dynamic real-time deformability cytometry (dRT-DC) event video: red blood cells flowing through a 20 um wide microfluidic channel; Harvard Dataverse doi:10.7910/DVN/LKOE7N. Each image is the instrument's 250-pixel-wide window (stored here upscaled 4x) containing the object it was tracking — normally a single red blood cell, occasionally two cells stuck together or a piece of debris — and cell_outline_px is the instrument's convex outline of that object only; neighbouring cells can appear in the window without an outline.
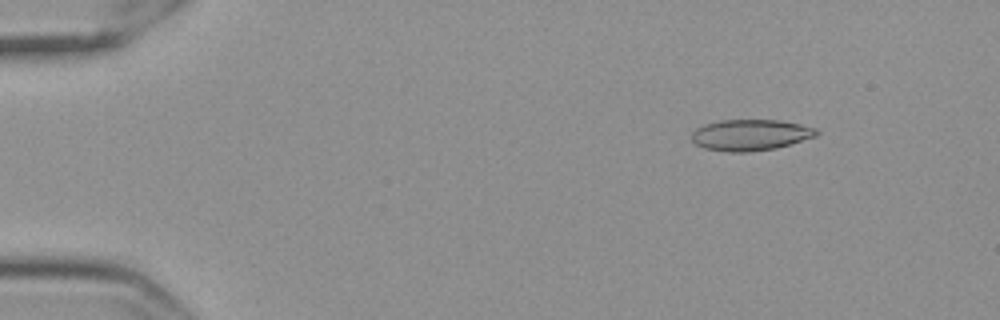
{"species": "Egyptian fruit bat (a non-hibernating species)", "species_latin": "Rousettus aegyptiacus", "temperature_condition": "cold", "stored_images_in_passage": 58, "camera_frame_rate_fps": 3000, "um_per_image_px": 0.085, "frame": {"image": 1, "passage_image": 8, "time_ms": 2.333, "image_size_px": [1000, 320], "cell_outline_px": [[820, 132], [816, 136], [776, 148], [748, 152], [728, 152], [704, 148], [696, 144], [692, 140], [692, 132], [696, 128], [704, 124], [720, 120], [780, 120], [800, 124], [816, 128]], "centroid_in_image_um": [63.78, 11.47], "position_along_channel_um": 21.2, "area_um2": 22.66}}
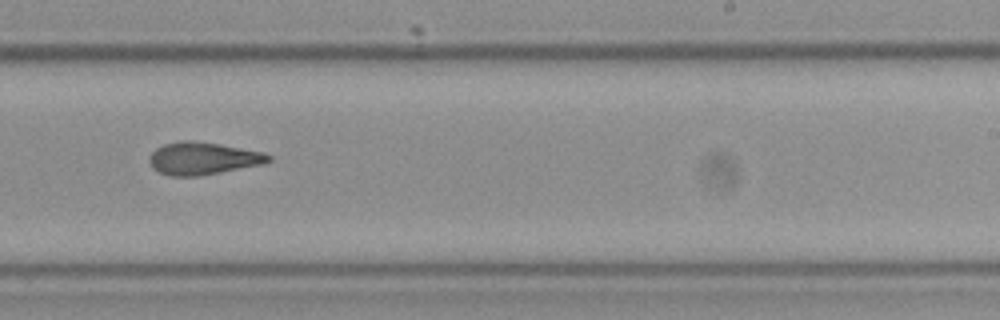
{"frame": {"image": 2, "passage_image": 37, "time_ms": 12.0, "image_size_px": [1000, 320], "cell_outline_px": [[272, 160], [264, 164], [200, 176], [172, 176], [160, 172], [152, 168], [148, 160], [148, 156], [156, 148], [164, 144], [180, 140], [192, 140], [220, 144], [264, 152], [272, 156]], "centroid_in_image_um": [17.25, 13.46], "position_along_channel_um": 271.7, "area_um2": 22.77}}
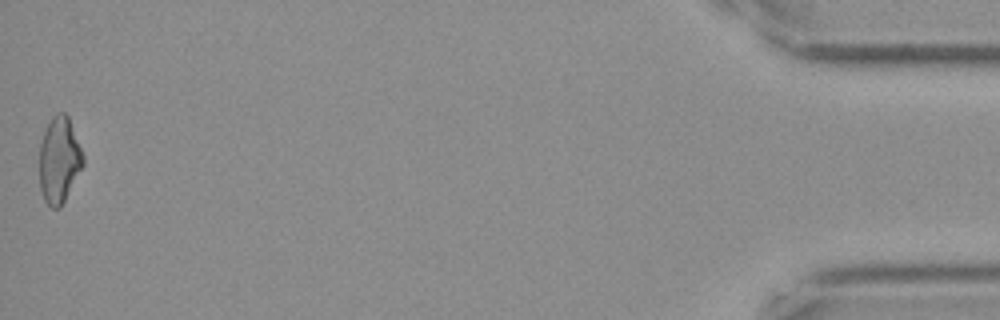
{"frame": {"image": 3, "passage_image": 58, "time_ms": 19.0, "image_size_px": [1000, 320], "cell_outline_px": [[84, 164], [60, 208], [52, 208], [44, 200], [40, 188], [40, 144], [44, 132], [52, 116], [60, 112], [64, 112], [68, 116], [84, 156]], "centroid_in_image_um": [5.03, 13.6], "position_along_channel_um": 430.2, "area_um2": 21.68}, "authors_computed_cell_mechanics": {"area_um2": 22.5998, "velocity_mm_per_s": 3.5458, "shape_relaxation_time_tau1_ms": null, "shape_relaxation_time_tau2_ms": 3.6361, "deformation_change_tau1": null, "deformation_change_tau2": 0.1264}}